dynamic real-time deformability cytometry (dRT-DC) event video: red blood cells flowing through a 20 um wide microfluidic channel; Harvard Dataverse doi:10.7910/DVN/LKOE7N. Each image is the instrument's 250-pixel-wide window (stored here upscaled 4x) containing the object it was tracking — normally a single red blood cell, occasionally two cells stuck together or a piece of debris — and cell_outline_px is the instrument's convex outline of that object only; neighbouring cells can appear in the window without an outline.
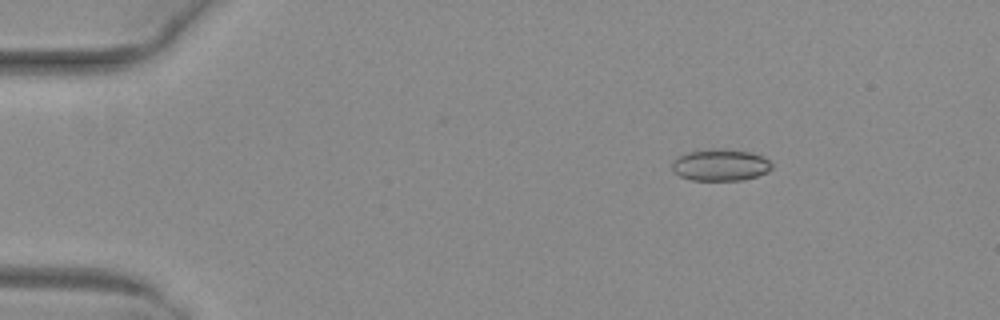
{"species": "common noctule bat (a hibernating species)", "species_latin": "Nyctalus noctula", "temperature_condition": "warm", "stored_images_in_passage": 49, "camera_frame_rate_fps": 3000, "um_per_image_px": 0.085, "animal": {"sex": "female", "body_mass_g": 29.2, "forearm_length_mm": 56.3}, "frame": {"image": 1, "passage_image": 5, "time_ms": 1.333, "image_size_px": [1000, 320], "cell_outline_px": [[772, 168], [768, 172], [756, 176], [740, 180], [692, 180], [680, 176], [672, 168], [672, 164], [680, 156], [688, 152], [712, 148], [748, 152], [764, 156], [772, 164]], "centroid_in_image_um": [61.26, 14.03], "position_along_channel_um": 23.7, "area_um2": 18.15}}
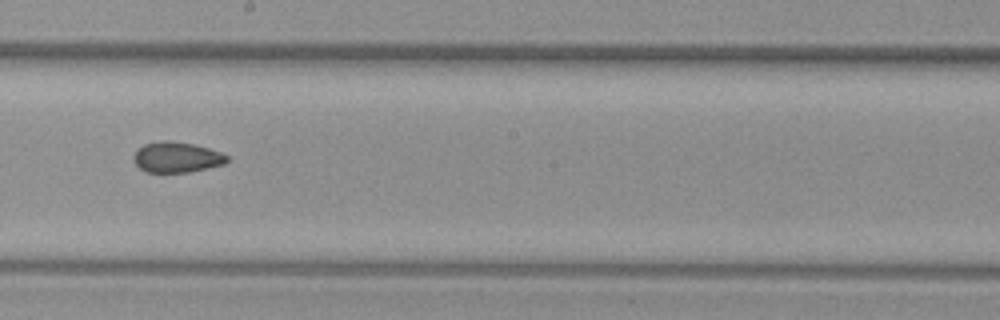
{"frame": {"image": 2, "passage_image": 27, "time_ms": 8.667, "image_size_px": [1000, 320], "cell_outline_px": [[228, 160], [224, 164], [188, 172], [148, 172], [140, 168], [132, 160], [132, 156], [144, 144], [160, 140], [168, 140], [192, 144], [208, 148], [220, 152], [228, 156]], "centroid_in_image_um": [15.0, 13.36], "position_along_channel_um": 233.2, "area_um2": 16.47}}
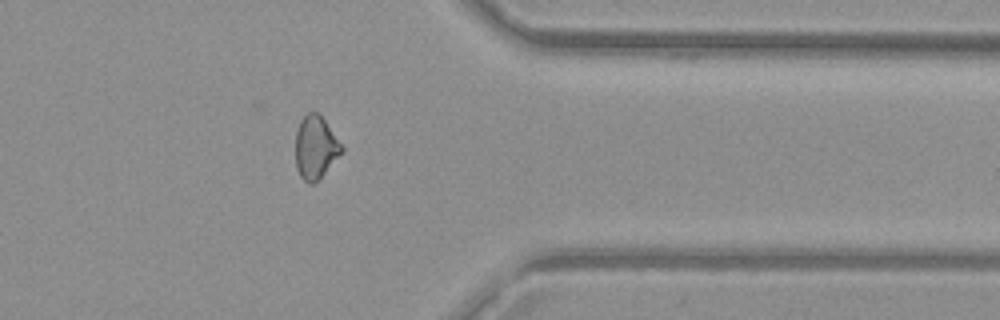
{"frame": {"image": 3, "passage_image": 39, "time_ms": 12.667, "image_size_px": [1000, 320], "cell_outline_px": [[344, 152], [312, 184], [308, 184], [300, 176], [296, 168], [296, 132], [300, 120], [308, 112], [316, 112], [324, 120], [344, 148]], "centroid_in_image_um": [26.81, 12.53], "position_along_channel_um": 384.6, "area_um2": 16.65}, "authors_computed_cell_mechanics": {"area_um2": 17.8024, "velocity_mm_per_s": 4.0514, "shape_relaxation_time_tau1_ms": null, "shape_relaxation_time_tau2_ms": 2.1422, "deformation_change_tau1": null, "deformation_change_tau2": 0.0671}}